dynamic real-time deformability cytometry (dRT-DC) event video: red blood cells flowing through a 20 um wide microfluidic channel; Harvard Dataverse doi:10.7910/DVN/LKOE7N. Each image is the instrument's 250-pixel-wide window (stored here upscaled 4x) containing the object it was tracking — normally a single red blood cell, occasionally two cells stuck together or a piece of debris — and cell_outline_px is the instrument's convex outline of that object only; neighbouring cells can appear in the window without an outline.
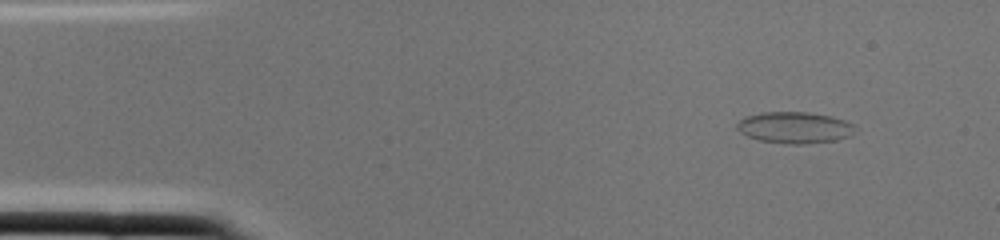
{"species": "common noctule bat (a hibernating species)", "species_latin": "Nyctalus noctula", "temperature_condition": "cold", "stored_images_in_passage": 1, "camera_frame_rate_fps": 3000, "um_per_image_px": 0.085, "animal": {"sex": "female", "body_mass_g": 22.0, "forearm_length_mm": 56.7}, "frame": {"image": 1, "passage_image": 1, "time_ms": 0.0, "image_size_px": [1000, 240], "cell_outline_px": [[856, 128], [852, 136], [836, 140], [804, 144], [784, 144], [760, 140], [748, 136], [740, 132], [736, 128], [736, 124], [744, 116], [764, 112], [808, 112], [832, 116], [844, 120], [852, 124]], "centroid_in_image_um": [67.55, 10.84], "position_along_channel_um": 17.5, "area_um2": 21.79}}